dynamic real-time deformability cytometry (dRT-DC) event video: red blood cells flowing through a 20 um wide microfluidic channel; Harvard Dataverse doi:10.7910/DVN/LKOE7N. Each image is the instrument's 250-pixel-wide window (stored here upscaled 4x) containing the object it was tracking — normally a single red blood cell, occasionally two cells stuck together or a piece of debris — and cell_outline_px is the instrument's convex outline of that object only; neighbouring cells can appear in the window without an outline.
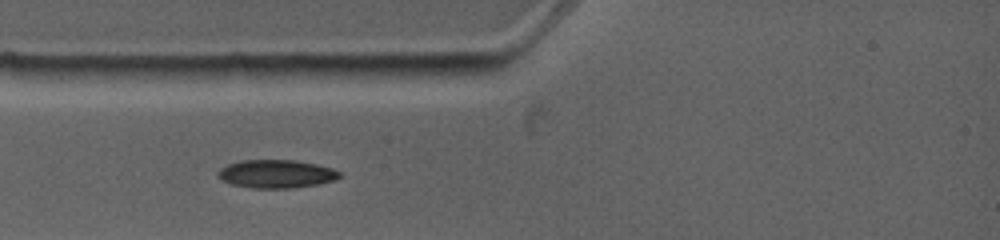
{"species": "common noctule bat (a hibernating species)", "species_latin": "Nyctalus noctula", "temperature_condition": "warm", "stored_images_in_passage": 4, "camera_frame_rate_fps": 4500, "um_per_image_px": 0.085, "animal": {"sex": "female", "body_mass_g": 19.0, "forearm_length_mm": 53.3}, "frame": {"image": 1, "passage_image": 3, "time_ms": 1.556, "image_size_px": [1000, 240], "cell_outline_px": [[340, 176], [336, 180], [316, 184], [292, 188], [252, 188], [232, 184], [216, 176], [216, 172], [220, 168], [228, 164], [240, 160], [296, 160], [316, 164], [332, 168], [340, 172]], "centroid_in_image_um": [23.46, 14.77], "position_along_channel_um": 61.5, "area_um2": 20.0}}
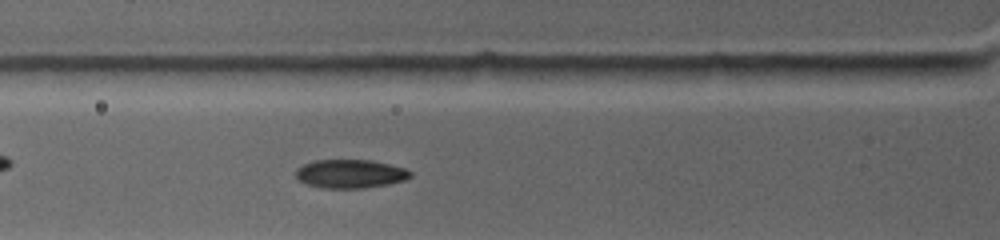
{"frame": {"image": 2, "passage_image": 4, "time_ms": 2.444, "image_size_px": [1000, 240], "cell_outline_px": [[412, 176], [404, 180], [388, 184], [364, 188], [320, 188], [304, 184], [296, 176], [296, 168], [304, 164], [316, 160], [372, 160], [404, 168], [412, 172]], "centroid_in_image_um": [29.75, 14.78], "position_along_channel_um": 96.0, "area_um2": 19.13}}